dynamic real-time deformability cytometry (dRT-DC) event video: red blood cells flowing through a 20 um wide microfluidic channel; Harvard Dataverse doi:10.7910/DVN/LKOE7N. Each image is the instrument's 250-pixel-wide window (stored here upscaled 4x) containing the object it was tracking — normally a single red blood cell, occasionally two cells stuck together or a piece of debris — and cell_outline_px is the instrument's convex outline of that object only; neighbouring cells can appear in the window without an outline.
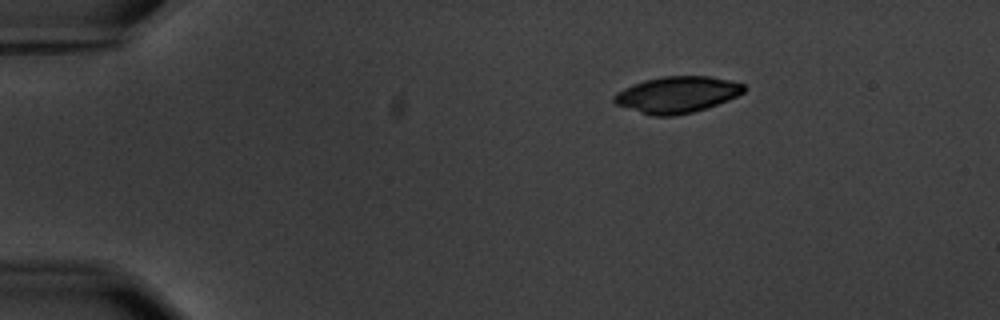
{"species": "common noctule bat (a hibernating species)", "species_latin": "Nyctalus noctula", "temperature_condition": "warm", "stored_images_in_passage": 1, "camera_frame_rate_fps": 3000, "um_per_image_px": 0.085, "animal": {"sex": "male", "body_mass_g": 20.1, "forearm_length_mm": 53.5}, "frame": {"image": 1, "passage_image": 1, "time_ms": 0.0, "image_size_px": [1000, 320], "cell_outline_px": [[748, 88], [744, 92], [728, 100], [692, 112], [676, 116], [652, 116], [616, 104], [612, 100], [612, 96], [616, 92], [632, 84], [644, 80], [664, 76], [708, 76], [728, 80], [744, 84]], "centroid_in_image_um": [57.53, 8.04], "position_along_channel_um": 27.5, "area_um2": 27.46}}